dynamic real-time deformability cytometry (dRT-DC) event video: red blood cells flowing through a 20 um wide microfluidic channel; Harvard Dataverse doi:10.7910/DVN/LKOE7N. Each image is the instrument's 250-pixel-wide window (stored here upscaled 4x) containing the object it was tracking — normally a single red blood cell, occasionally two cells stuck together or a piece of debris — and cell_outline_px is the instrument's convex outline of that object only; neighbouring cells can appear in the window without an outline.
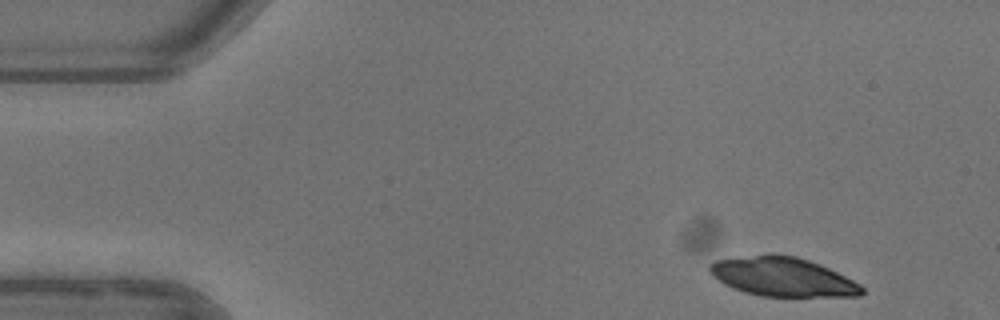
{"species": "common noctule bat (a hibernating species)", "species_latin": "Nyctalus noctula", "temperature_condition": "warm", "stored_images_in_passage": 5, "camera_frame_rate_fps": 3000, "um_per_image_px": 0.085, "animal": {"sex": "female"}, "frame": {"image": 1, "passage_image": 1, "time_ms": 0.0, "image_size_px": [1000, 320], "cell_outline_px": [[864, 292], [860, 296], [760, 296], [744, 292], [732, 288], [724, 284], [708, 272], [708, 264], [716, 260], [772, 252], [776, 252], [796, 256], [820, 264], [860, 284], [864, 288]], "centroid_in_image_um": [66.48, 23.51], "position_along_channel_um": 18.5, "area_um2": 34.91}}